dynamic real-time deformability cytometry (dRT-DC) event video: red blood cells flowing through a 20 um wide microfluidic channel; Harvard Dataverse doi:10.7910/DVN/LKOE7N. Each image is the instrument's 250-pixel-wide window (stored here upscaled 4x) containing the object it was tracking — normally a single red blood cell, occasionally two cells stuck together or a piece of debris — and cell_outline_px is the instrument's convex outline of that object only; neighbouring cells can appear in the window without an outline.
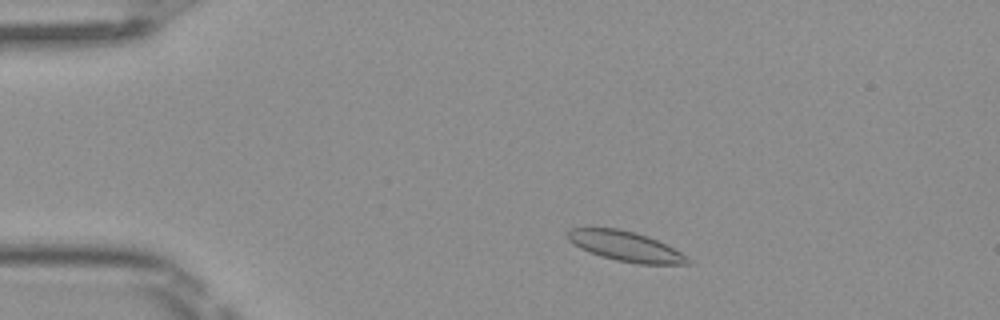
{"species": "Egyptian fruit bat (a non-hibernating species)", "species_latin": "Rousettus aegyptiacus", "temperature_condition": "room temperature", "stored_images_in_passage": 4, "camera_frame_rate_fps": 3000, "um_per_image_px": 0.085, "frame": {"image": 1, "passage_image": 2, "time_ms": 0.333, "image_size_px": [1000, 320], "cell_outline_px": [[692, 264], [640, 264], [616, 260], [600, 256], [580, 248], [568, 240], [568, 232], [572, 228], [616, 228], [636, 232], [648, 236], [688, 256], [692, 260]], "centroid_in_image_um": [53.2, 20.94], "position_along_channel_um": 31.8, "area_um2": 20.81}}